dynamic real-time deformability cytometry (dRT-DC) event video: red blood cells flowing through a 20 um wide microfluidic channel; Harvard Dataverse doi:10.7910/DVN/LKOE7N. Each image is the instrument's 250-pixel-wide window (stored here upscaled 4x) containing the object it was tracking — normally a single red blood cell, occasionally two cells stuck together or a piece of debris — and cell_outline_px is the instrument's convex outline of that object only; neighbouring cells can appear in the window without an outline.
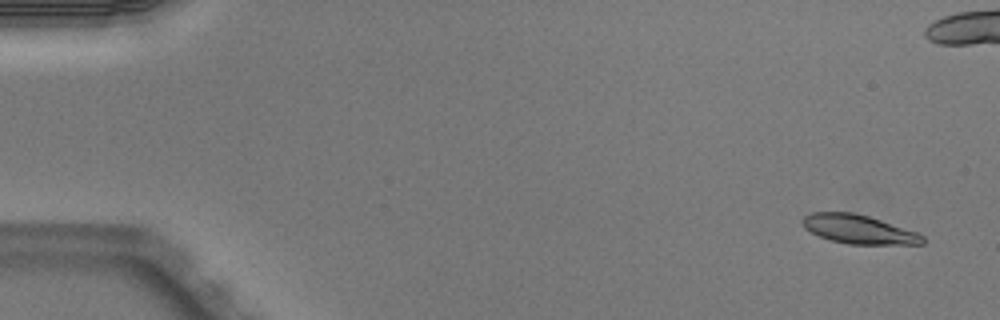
{"species": "Egyptian fruit bat (a non-hibernating species)", "species_latin": "Rousettus aegyptiacus", "temperature_condition": "warm", "stored_images_in_passage": 6, "camera_frame_rate_fps": 3000, "um_per_image_px": 0.085, "animal": {"sex": "male"}, "frame": {"image": 1, "passage_image": 1, "time_ms": 0.0, "image_size_px": [1000, 320], "cell_outline_px": [[924, 244], [848, 244], [832, 240], [820, 236], [804, 228], [800, 220], [804, 216], [812, 212], [852, 212], [868, 216], [916, 232], [924, 236]], "centroid_in_image_um": [72.95, 19.48], "position_along_channel_um": 12.0, "area_um2": 20.0}}